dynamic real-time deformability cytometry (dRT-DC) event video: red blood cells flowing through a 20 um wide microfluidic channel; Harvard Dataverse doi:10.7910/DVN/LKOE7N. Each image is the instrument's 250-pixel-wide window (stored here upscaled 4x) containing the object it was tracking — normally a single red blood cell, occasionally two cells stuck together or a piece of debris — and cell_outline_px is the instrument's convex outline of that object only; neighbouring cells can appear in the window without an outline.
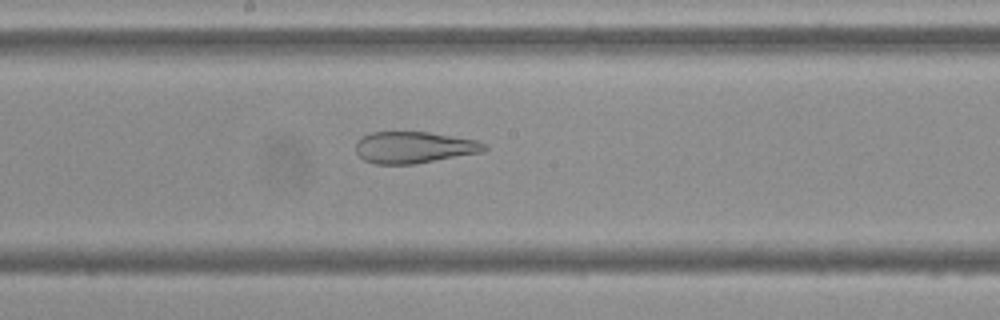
{"species": "Egyptian fruit bat (a non-hibernating species)", "species_latin": "Rousettus aegyptiacus", "temperature_condition": "cold", "stored_images_in_passage": 55, "camera_frame_rate_fps": 3000, "um_per_image_px": 0.085, "frame": {"image": 1, "passage_image": 29, "time_ms": 9.333, "image_size_px": [1000, 320], "cell_outline_px": [[488, 148], [484, 152], [416, 164], [376, 164], [364, 160], [356, 152], [356, 140], [360, 136], [372, 132], [428, 132], [476, 140], [484, 144]], "centroid_in_image_um": [35.18, 12.53], "position_along_channel_um": 213.0, "area_um2": 23.81}}
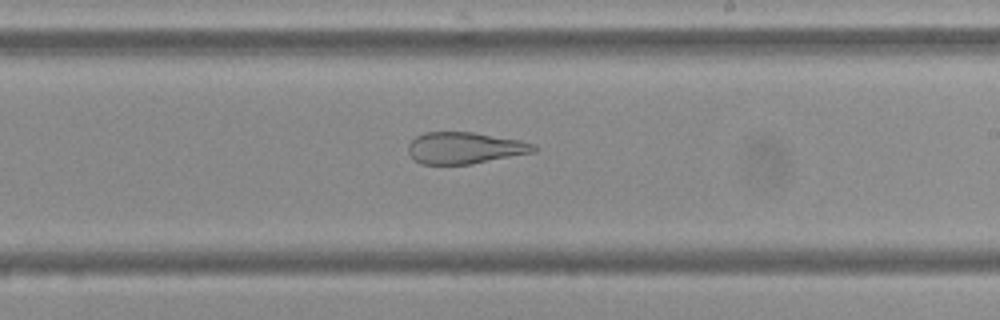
{"frame": {"image": 2, "passage_image": 32, "time_ms": 10.333, "image_size_px": [1000, 320], "cell_outline_px": [[536, 152], [472, 164], [420, 164], [408, 152], [408, 144], [416, 136], [424, 132], [472, 132], [520, 140], [536, 144]], "centroid_in_image_um": [39.52, 12.58], "position_along_channel_um": 249.5, "area_um2": 23.18}}
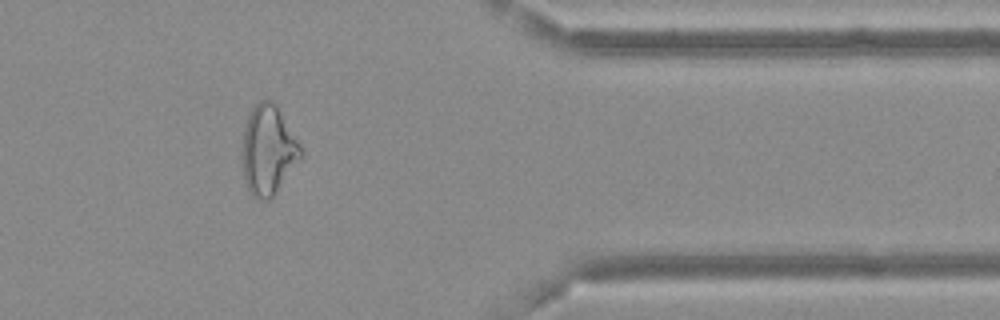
{"frame": {"image": 3, "passage_image": 45, "time_ms": 14.667, "image_size_px": [1000, 320], "cell_outline_px": [[304, 152], [300, 160], [272, 196], [268, 200], [260, 200], [252, 196], [244, 180], [240, 156], [244, 128], [248, 116], [252, 108], [260, 100], [272, 100], [276, 104], [300, 144]], "centroid_in_image_um": [22.77, 12.76], "position_along_channel_um": 388.6, "area_um2": 30.69}}